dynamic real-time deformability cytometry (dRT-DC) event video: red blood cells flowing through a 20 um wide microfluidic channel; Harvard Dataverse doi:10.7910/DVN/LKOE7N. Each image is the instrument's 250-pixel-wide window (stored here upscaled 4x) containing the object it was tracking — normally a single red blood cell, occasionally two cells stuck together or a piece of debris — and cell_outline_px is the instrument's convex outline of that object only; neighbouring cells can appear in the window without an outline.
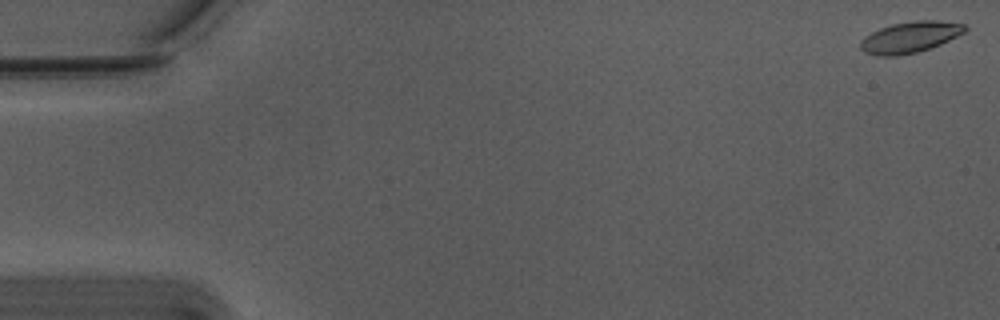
{"species": "Egyptian fruit bat (a non-hibernating species)", "species_latin": "Rousettus aegyptiacus", "temperature_condition": "warm", "stored_images_in_passage": 56, "camera_frame_rate_fps": 3000, "um_per_image_px": 0.085, "animal": {"sex": "male"}, "frame": {"image": 1, "passage_image": 1, "time_ms": 0.0, "image_size_px": [1000, 320], "cell_outline_px": [[968, 28], [964, 32], [940, 44], [916, 52], [896, 56], [880, 56], [864, 52], [860, 48], [860, 40], [864, 36], [880, 28], [892, 24], [916, 20], [936, 20], [964, 24]], "centroid_in_image_um": [77.32, 3.15], "position_along_channel_um": 7.7, "area_um2": 18.79}}
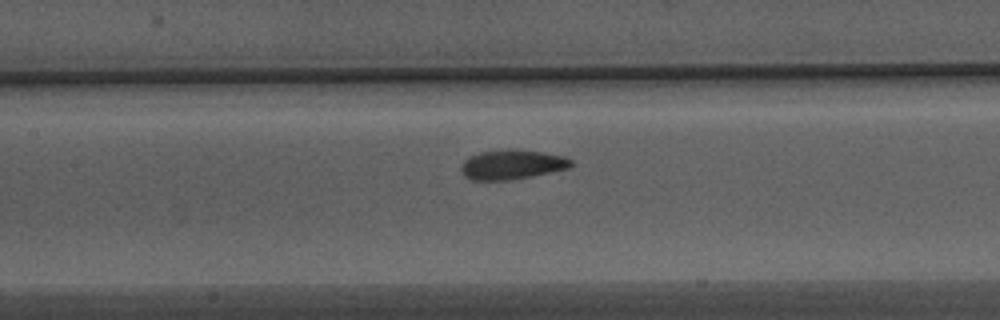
{"frame": {"image": 2, "passage_image": 26, "time_ms": 8.333, "image_size_px": [1000, 320], "cell_outline_px": [[572, 164], [568, 168], [512, 180], [472, 180], [464, 176], [460, 172], [460, 168], [464, 160], [468, 156], [480, 152], [544, 152], [564, 156], [572, 160]], "centroid_in_image_um": [43.47, 14.03], "position_along_channel_um": 163.9, "area_um2": 18.21}}
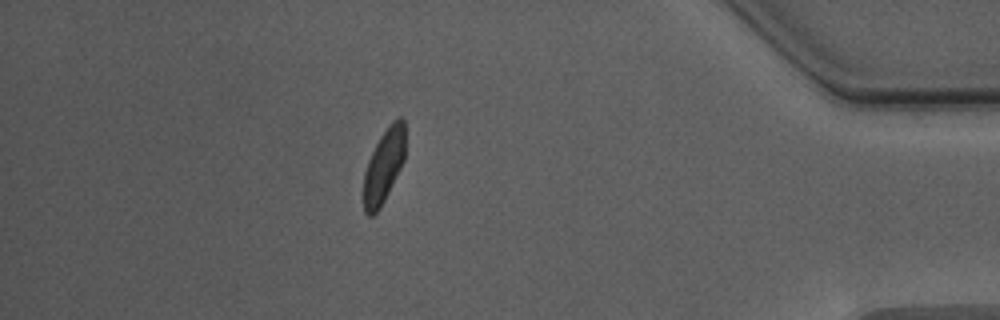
{"frame": {"image": 3, "passage_image": 49, "time_ms": 16.0, "image_size_px": [1000, 320], "cell_outline_px": [[404, 160], [380, 208], [372, 216], [368, 216], [364, 212], [364, 172], [368, 160], [380, 136], [388, 124], [392, 120], [400, 116], [404, 120]], "centroid_in_image_um": [32.61, 14.08], "position_along_channel_um": 402.6, "area_um2": 17.69}, "authors_computed_cell_mechanics": {"area_um2": 18.7272, "velocity_mm_per_s": 3.7143, "shape_relaxation_time_tau1_ms": 2.7932, "shape_relaxation_time_tau2_ms": 1.1704, "deformation_change_tau1": 0.1336, "deformation_change_tau2": 0.0755}}